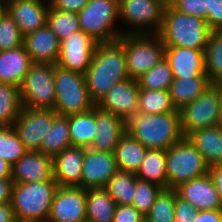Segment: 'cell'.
Segmentation results:
<instances>
[{"mask_svg": "<svg viewBox=\"0 0 222 222\" xmlns=\"http://www.w3.org/2000/svg\"><path fill=\"white\" fill-rule=\"evenodd\" d=\"M84 75L89 96L97 105L113 85L129 78L122 43L118 39L98 42Z\"/></svg>", "mask_w": 222, "mask_h": 222, "instance_id": "6da1fadb", "label": "cell"}, {"mask_svg": "<svg viewBox=\"0 0 222 222\" xmlns=\"http://www.w3.org/2000/svg\"><path fill=\"white\" fill-rule=\"evenodd\" d=\"M126 132L147 149H163L181 141L179 112L164 114L137 113L126 121Z\"/></svg>", "mask_w": 222, "mask_h": 222, "instance_id": "7a4b0ae2", "label": "cell"}, {"mask_svg": "<svg viewBox=\"0 0 222 222\" xmlns=\"http://www.w3.org/2000/svg\"><path fill=\"white\" fill-rule=\"evenodd\" d=\"M210 32L205 20L181 13L167 3L158 35L165 46L205 51Z\"/></svg>", "mask_w": 222, "mask_h": 222, "instance_id": "3957f363", "label": "cell"}, {"mask_svg": "<svg viewBox=\"0 0 222 222\" xmlns=\"http://www.w3.org/2000/svg\"><path fill=\"white\" fill-rule=\"evenodd\" d=\"M58 187L55 180L13 183L11 205L16 221L47 222Z\"/></svg>", "mask_w": 222, "mask_h": 222, "instance_id": "277c9868", "label": "cell"}, {"mask_svg": "<svg viewBox=\"0 0 222 222\" xmlns=\"http://www.w3.org/2000/svg\"><path fill=\"white\" fill-rule=\"evenodd\" d=\"M118 40L124 47L131 79L137 80L165 58V45L158 33L123 34Z\"/></svg>", "mask_w": 222, "mask_h": 222, "instance_id": "5b68a950", "label": "cell"}, {"mask_svg": "<svg viewBox=\"0 0 222 222\" xmlns=\"http://www.w3.org/2000/svg\"><path fill=\"white\" fill-rule=\"evenodd\" d=\"M55 91L54 110L58 115L80 114L96 106L89 96L85 75L64 69L56 64Z\"/></svg>", "mask_w": 222, "mask_h": 222, "instance_id": "8992f818", "label": "cell"}, {"mask_svg": "<svg viewBox=\"0 0 222 222\" xmlns=\"http://www.w3.org/2000/svg\"><path fill=\"white\" fill-rule=\"evenodd\" d=\"M77 15L80 30L97 42L114 41L123 35L122 28L116 26L119 23V0H89Z\"/></svg>", "mask_w": 222, "mask_h": 222, "instance_id": "52a82bcc", "label": "cell"}, {"mask_svg": "<svg viewBox=\"0 0 222 222\" xmlns=\"http://www.w3.org/2000/svg\"><path fill=\"white\" fill-rule=\"evenodd\" d=\"M209 167L201 153L187 139L166 150L167 189L207 174Z\"/></svg>", "mask_w": 222, "mask_h": 222, "instance_id": "ba28073f", "label": "cell"}, {"mask_svg": "<svg viewBox=\"0 0 222 222\" xmlns=\"http://www.w3.org/2000/svg\"><path fill=\"white\" fill-rule=\"evenodd\" d=\"M167 3L168 0H119V23L128 27L122 29L123 34L158 33Z\"/></svg>", "mask_w": 222, "mask_h": 222, "instance_id": "9c48e42d", "label": "cell"}, {"mask_svg": "<svg viewBox=\"0 0 222 222\" xmlns=\"http://www.w3.org/2000/svg\"><path fill=\"white\" fill-rule=\"evenodd\" d=\"M19 89L23 107L54 110L55 64L33 63Z\"/></svg>", "mask_w": 222, "mask_h": 222, "instance_id": "30bf717a", "label": "cell"}, {"mask_svg": "<svg viewBox=\"0 0 222 222\" xmlns=\"http://www.w3.org/2000/svg\"><path fill=\"white\" fill-rule=\"evenodd\" d=\"M219 107L220 84H211L200 96L179 110L183 137L218 125Z\"/></svg>", "mask_w": 222, "mask_h": 222, "instance_id": "8fae6325", "label": "cell"}, {"mask_svg": "<svg viewBox=\"0 0 222 222\" xmlns=\"http://www.w3.org/2000/svg\"><path fill=\"white\" fill-rule=\"evenodd\" d=\"M57 115L55 110L22 107L13 128L27 151H40L42 139L49 132Z\"/></svg>", "mask_w": 222, "mask_h": 222, "instance_id": "7c38bea8", "label": "cell"}, {"mask_svg": "<svg viewBox=\"0 0 222 222\" xmlns=\"http://www.w3.org/2000/svg\"><path fill=\"white\" fill-rule=\"evenodd\" d=\"M98 42L82 30L72 33L60 43L58 66L85 74Z\"/></svg>", "mask_w": 222, "mask_h": 222, "instance_id": "4fadbf2b", "label": "cell"}, {"mask_svg": "<svg viewBox=\"0 0 222 222\" xmlns=\"http://www.w3.org/2000/svg\"><path fill=\"white\" fill-rule=\"evenodd\" d=\"M47 222H86V190L59 186Z\"/></svg>", "mask_w": 222, "mask_h": 222, "instance_id": "5bb4252c", "label": "cell"}, {"mask_svg": "<svg viewBox=\"0 0 222 222\" xmlns=\"http://www.w3.org/2000/svg\"><path fill=\"white\" fill-rule=\"evenodd\" d=\"M139 90L138 81L127 78L113 85L96 106L127 121L139 112Z\"/></svg>", "mask_w": 222, "mask_h": 222, "instance_id": "9a60e30c", "label": "cell"}, {"mask_svg": "<svg viewBox=\"0 0 222 222\" xmlns=\"http://www.w3.org/2000/svg\"><path fill=\"white\" fill-rule=\"evenodd\" d=\"M114 153L85 148L80 188L105 187L117 171Z\"/></svg>", "mask_w": 222, "mask_h": 222, "instance_id": "2e32d148", "label": "cell"}, {"mask_svg": "<svg viewBox=\"0 0 222 222\" xmlns=\"http://www.w3.org/2000/svg\"><path fill=\"white\" fill-rule=\"evenodd\" d=\"M50 7L47 0H7V12L23 36L46 25Z\"/></svg>", "mask_w": 222, "mask_h": 222, "instance_id": "e0dca14e", "label": "cell"}, {"mask_svg": "<svg viewBox=\"0 0 222 222\" xmlns=\"http://www.w3.org/2000/svg\"><path fill=\"white\" fill-rule=\"evenodd\" d=\"M13 183H29L54 180L53 157L39 151H27L12 165Z\"/></svg>", "mask_w": 222, "mask_h": 222, "instance_id": "ac0fdd59", "label": "cell"}, {"mask_svg": "<svg viewBox=\"0 0 222 222\" xmlns=\"http://www.w3.org/2000/svg\"><path fill=\"white\" fill-rule=\"evenodd\" d=\"M173 78H208L205 72L204 51L180 46H165Z\"/></svg>", "mask_w": 222, "mask_h": 222, "instance_id": "d6986e66", "label": "cell"}, {"mask_svg": "<svg viewBox=\"0 0 222 222\" xmlns=\"http://www.w3.org/2000/svg\"><path fill=\"white\" fill-rule=\"evenodd\" d=\"M177 195L199 210L222 209L217 188L209 173L175 188Z\"/></svg>", "mask_w": 222, "mask_h": 222, "instance_id": "ffe728a7", "label": "cell"}, {"mask_svg": "<svg viewBox=\"0 0 222 222\" xmlns=\"http://www.w3.org/2000/svg\"><path fill=\"white\" fill-rule=\"evenodd\" d=\"M96 133L90 149L113 153L126 133V121L95 106Z\"/></svg>", "mask_w": 222, "mask_h": 222, "instance_id": "44dd1931", "label": "cell"}, {"mask_svg": "<svg viewBox=\"0 0 222 222\" xmlns=\"http://www.w3.org/2000/svg\"><path fill=\"white\" fill-rule=\"evenodd\" d=\"M23 45L33 63L57 64L60 40L47 24L24 36Z\"/></svg>", "mask_w": 222, "mask_h": 222, "instance_id": "7402d4cb", "label": "cell"}, {"mask_svg": "<svg viewBox=\"0 0 222 222\" xmlns=\"http://www.w3.org/2000/svg\"><path fill=\"white\" fill-rule=\"evenodd\" d=\"M85 147L71 146L53 158L54 180L59 186L79 187Z\"/></svg>", "mask_w": 222, "mask_h": 222, "instance_id": "603a6c76", "label": "cell"}, {"mask_svg": "<svg viewBox=\"0 0 222 222\" xmlns=\"http://www.w3.org/2000/svg\"><path fill=\"white\" fill-rule=\"evenodd\" d=\"M32 64L24 45L0 51V82L20 88Z\"/></svg>", "mask_w": 222, "mask_h": 222, "instance_id": "cb8c5ba5", "label": "cell"}, {"mask_svg": "<svg viewBox=\"0 0 222 222\" xmlns=\"http://www.w3.org/2000/svg\"><path fill=\"white\" fill-rule=\"evenodd\" d=\"M187 139L201 153L208 167L222 164V128L219 125L191 133Z\"/></svg>", "mask_w": 222, "mask_h": 222, "instance_id": "d4e9b609", "label": "cell"}, {"mask_svg": "<svg viewBox=\"0 0 222 222\" xmlns=\"http://www.w3.org/2000/svg\"><path fill=\"white\" fill-rule=\"evenodd\" d=\"M147 148L127 132L122 136L114 150L118 170L137 173Z\"/></svg>", "mask_w": 222, "mask_h": 222, "instance_id": "484cf974", "label": "cell"}, {"mask_svg": "<svg viewBox=\"0 0 222 222\" xmlns=\"http://www.w3.org/2000/svg\"><path fill=\"white\" fill-rule=\"evenodd\" d=\"M116 206L105 187L86 190V222H112Z\"/></svg>", "mask_w": 222, "mask_h": 222, "instance_id": "4316f807", "label": "cell"}, {"mask_svg": "<svg viewBox=\"0 0 222 222\" xmlns=\"http://www.w3.org/2000/svg\"><path fill=\"white\" fill-rule=\"evenodd\" d=\"M136 177L167 189L166 150L147 149Z\"/></svg>", "mask_w": 222, "mask_h": 222, "instance_id": "83f0119b", "label": "cell"}, {"mask_svg": "<svg viewBox=\"0 0 222 222\" xmlns=\"http://www.w3.org/2000/svg\"><path fill=\"white\" fill-rule=\"evenodd\" d=\"M211 85L208 78L173 79L170 85V96L176 110L191 103Z\"/></svg>", "mask_w": 222, "mask_h": 222, "instance_id": "f1b7e54d", "label": "cell"}, {"mask_svg": "<svg viewBox=\"0 0 222 222\" xmlns=\"http://www.w3.org/2000/svg\"><path fill=\"white\" fill-rule=\"evenodd\" d=\"M72 146L89 148L96 133L95 107L89 111L68 116Z\"/></svg>", "mask_w": 222, "mask_h": 222, "instance_id": "f546056e", "label": "cell"}, {"mask_svg": "<svg viewBox=\"0 0 222 222\" xmlns=\"http://www.w3.org/2000/svg\"><path fill=\"white\" fill-rule=\"evenodd\" d=\"M71 146L68 116L57 115L49 132L42 139L39 152L54 158Z\"/></svg>", "mask_w": 222, "mask_h": 222, "instance_id": "4dcf8cb0", "label": "cell"}, {"mask_svg": "<svg viewBox=\"0 0 222 222\" xmlns=\"http://www.w3.org/2000/svg\"><path fill=\"white\" fill-rule=\"evenodd\" d=\"M205 72L211 84H222V30L210 32L204 51Z\"/></svg>", "mask_w": 222, "mask_h": 222, "instance_id": "1f68e13d", "label": "cell"}, {"mask_svg": "<svg viewBox=\"0 0 222 222\" xmlns=\"http://www.w3.org/2000/svg\"><path fill=\"white\" fill-rule=\"evenodd\" d=\"M136 180L135 173L117 170L105 188L117 205H132Z\"/></svg>", "mask_w": 222, "mask_h": 222, "instance_id": "d6a6232c", "label": "cell"}, {"mask_svg": "<svg viewBox=\"0 0 222 222\" xmlns=\"http://www.w3.org/2000/svg\"><path fill=\"white\" fill-rule=\"evenodd\" d=\"M22 107L19 87L0 82V125L13 126Z\"/></svg>", "mask_w": 222, "mask_h": 222, "instance_id": "836d02e7", "label": "cell"}, {"mask_svg": "<svg viewBox=\"0 0 222 222\" xmlns=\"http://www.w3.org/2000/svg\"><path fill=\"white\" fill-rule=\"evenodd\" d=\"M139 113L164 114L179 112L174 107L168 90L140 89L138 97Z\"/></svg>", "mask_w": 222, "mask_h": 222, "instance_id": "e575fe53", "label": "cell"}, {"mask_svg": "<svg viewBox=\"0 0 222 222\" xmlns=\"http://www.w3.org/2000/svg\"><path fill=\"white\" fill-rule=\"evenodd\" d=\"M46 24L56 34L60 43L72 33L80 30L77 13L52 7L48 9Z\"/></svg>", "mask_w": 222, "mask_h": 222, "instance_id": "d590c367", "label": "cell"}, {"mask_svg": "<svg viewBox=\"0 0 222 222\" xmlns=\"http://www.w3.org/2000/svg\"><path fill=\"white\" fill-rule=\"evenodd\" d=\"M173 79L170 64L163 58L153 68L138 78L137 81L140 89L169 91Z\"/></svg>", "mask_w": 222, "mask_h": 222, "instance_id": "8d00e7d4", "label": "cell"}, {"mask_svg": "<svg viewBox=\"0 0 222 222\" xmlns=\"http://www.w3.org/2000/svg\"><path fill=\"white\" fill-rule=\"evenodd\" d=\"M175 189H163L157 196L151 210L145 215L147 222H175Z\"/></svg>", "mask_w": 222, "mask_h": 222, "instance_id": "74e56055", "label": "cell"}, {"mask_svg": "<svg viewBox=\"0 0 222 222\" xmlns=\"http://www.w3.org/2000/svg\"><path fill=\"white\" fill-rule=\"evenodd\" d=\"M27 150L13 126L0 127V158L15 164Z\"/></svg>", "mask_w": 222, "mask_h": 222, "instance_id": "f35d334b", "label": "cell"}, {"mask_svg": "<svg viewBox=\"0 0 222 222\" xmlns=\"http://www.w3.org/2000/svg\"><path fill=\"white\" fill-rule=\"evenodd\" d=\"M163 189L155 183L137 178L132 206L145 216L151 210L154 201Z\"/></svg>", "mask_w": 222, "mask_h": 222, "instance_id": "ab89813d", "label": "cell"}, {"mask_svg": "<svg viewBox=\"0 0 222 222\" xmlns=\"http://www.w3.org/2000/svg\"><path fill=\"white\" fill-rule=\"evenodd\" d=\"M24 36L6 11L0 16V51L12 50L23 45Z\"/></svg>", "mask_w": 222, "mask_h": 222, "instance_id": "60d3db41", "label": "cell"}, {"mask_svg": "<svg viewBox=\"0 0 222 222\" xmlns=\"http://www.w3.org/2000/svg\"><path fill=\"white\" fill-rule=\"evenodd\" d=\"M168 3L181 13L192 15L206 21L209 0H168Z\"/></svg>", "mask_w": 222, "mask_h": 222, "instance_id": "b9f144b4", "label": "cell"}, {"mask_svg": "<svg viewBox=\"0 0 222 222\" xmlns=\"http://www.w3.org/2000/svg\"><path fill=\"white\" fill-rule=\"evenodd\" d=\"M175 222H193L198 210L188 201L180 198L178 195L175 199Z\"/></svg>", "mask_w": 222, "mask_h": 222, "instance_id": "7bdbcfd3", "label": "cell"}, {"mask_svg": "<svg viewBox=\"0 0 222 222\" xmlns=\"http://www.w3.org/2000/svg\"><path fill=\"white\" fill-rule=\"evenodd\" d=\"M145 216L132 205H117L112 222H142Z\"/></svg>", "mask_w": 222, "mask_h": 222, "instance_id": "ee69618b", "label": "cell"}, {"mask_svg": "<svg viewBox=\"0 0 222 222\" xmlns=\"http://www.w3.org/2000/svg\"><path fill=\"white\" fill-rule=\"evenodd\" d=\"M206 23L211 31L222 30V0H209Z\"/></svg>", "mask_w": 222, "mask_h": 222, "instance_id": "f6af8a7d", "label": "cell"}, {"mask_svg": "<svg viewBox=\"0 0 222 222\" xmlns=\"http://www.w3.org/2000/svg\"><path fill=\"white\" fill-rule=\"evenodd\" d=\"M89 0H50V7L68 12L79 13Z\"/></svg>", "mask_w": 222, "mask_h": 222, "instance_id": "bcb514c9", "label": "cell"}, {"mask_svg": "<svg viewBox=\"0 0 222 222\" xmlns=\"http://www.w3.org/2000/svg\"><path fill=\"white\" fill-rule=\"evenodd\" d=\"M193 222H222V209L199 210Z\"/></svg>", "mask_w": 222, "mask_h": 222, "instance_id": "7dc6e473", "label": "cell"}, {"mask_svg": "<svg viewBox=\"0 0 222 222\" xmlns=\"http://www.w3.org/2000/svg\"><path fill=\"white\" fill-rule=\"evenodd\" d=\"M208 173L217 188L218 196L222 204V164L209 167Z\"/></svg>", "mask_w": 222, "mask_h": 222, "instance_id": "c3c4849f", "label": "cell"}, {"mask_svg": "<svg viewBox=\"0 0 222 222\" xmlns=\"http://www.w3.org/2000/svg\"><path fill=\"white\" fill-rule=\"evenodd\" d=\"M12 186L11 178L0 179V203H11Z\"/></svg>", "mask_w": 222, "mask_h": 222, "instance_id": "681fc988", "label": "cell"}, {"mask_svg": "<svg viewBox=\"0 0 222 222\" xmlns=\"http://www.w3.org/2000/svg\"><path fill=\"white\" fill-rule=\"evenodd\" d=\"M15 214L11 203H0V222H15Z\"/></svg>", "mask_w": 222, "mask_h": 222, "instance_id": "f907efd6", "label": "cell"}, {"mask_svg": "<svg viewBox=\"0 0 222 222\" xmlns=\"http://www.w3.org/2000/svg\"><path fill=\"white\" fill-rule=\"evenodd\" d=\"M12 165L0 158V179L11 178Z\"/></svg>", "mask_w": 222, "mask_h": 222, "instance_id": "816d5d0a", "label": "cell"}, {"mask_svg": "<svg viewBox=\"0 0 222 222\" xmlns=\"http://www.w3.org/2000/svg\"><path fill=\"white\" fill-rule=\"evenodd\" d=\"M218 125L222 128V84H220V107Z\"/></svg>", "mask_w": 222, "mask_h": 222, "instance_id": "f5cc1de1", "label": "cell"}, {"mask_svg": "<svg viewBox=\"0 0 222 222\" xmlns=\"http://www.w3.org/2000/svg\"><path fill=\"white\" fill-rule=\"evenodd\" d=\"M7 10V0H0V16Z\"/></svg>", "mask_w": 222, "mask_h": 222, "instance_id": "db71d44e", "label": "cell"}]
</instances>
